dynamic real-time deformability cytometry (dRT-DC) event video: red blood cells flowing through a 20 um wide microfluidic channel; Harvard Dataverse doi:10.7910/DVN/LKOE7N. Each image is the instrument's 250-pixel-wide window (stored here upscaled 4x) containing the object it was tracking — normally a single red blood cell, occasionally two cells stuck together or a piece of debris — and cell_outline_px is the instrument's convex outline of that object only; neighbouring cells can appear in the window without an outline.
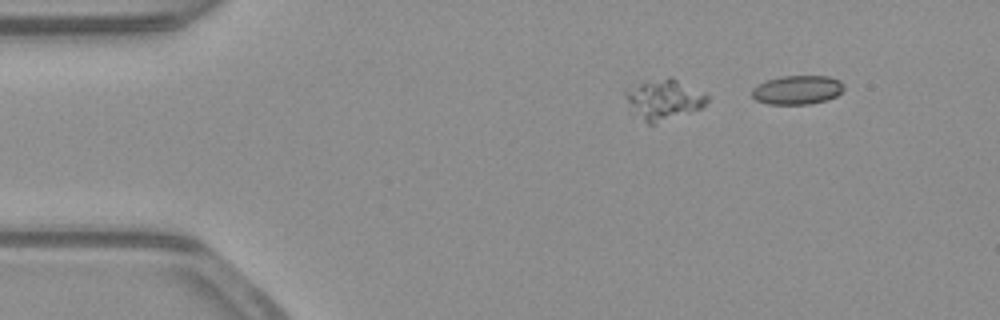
{"species": "common noctule bat (a hibernating species)", "species_latin": "Nyctalus noctula", "temperature_condition": "warm", "stored_images_in_passage": 4, "segment_of_instrument_passage": [2, 2], "camera_frame_rate_fps": 3000, "um_per_image_px": 0.085, "animal": {"sex": "male", "body_mass_g": 23.1, "forearm_length_mm": 52.7}, "frame": {"image": 1, "passage_image": 4, "time_ms": 1.0, "image_size_px": [1000, 320], "cell_outline_px": [[844, 88], [836, 96], [828, 100], [808, 104], [768, 104], [756, 100], [752, 96], [752, 88], [756, 84], [764, 80], [780, 76], [828, 76], [840, 80], [844, 84]], "centroid_in_image_um": [67.75, 7.63], "position_along_channel_um": 17.3, "area_um2": 15.72}}